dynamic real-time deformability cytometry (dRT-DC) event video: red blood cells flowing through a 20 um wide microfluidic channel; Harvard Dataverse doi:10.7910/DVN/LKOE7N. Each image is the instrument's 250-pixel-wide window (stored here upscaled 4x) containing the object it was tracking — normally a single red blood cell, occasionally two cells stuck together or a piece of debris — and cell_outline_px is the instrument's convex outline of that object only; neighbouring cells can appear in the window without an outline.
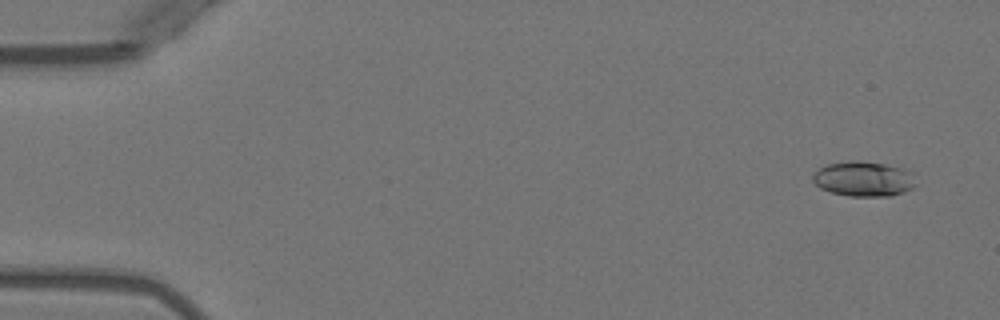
{"species": "Egyptian fruit bat (a non-hibernating species)", "species_latin": "Rousettus aegyptiacus", "temperature_condition": "warm", "stored_images_in_passage": 6, "camera_frame_rate_fps": 3000, "um_per_image_px": 0.085, "animal": {"sex": "female"}, "frame": {"image": 1, "passage_image": 1, "time_ms": 0.0, "image_size_px": [1000, 320], "cell_outline_px": [[912, 188], [904, 192], [892, 196], [848, 196], [832, 192], [820, 188], [812, 180], [812, 172], [828, 164], [852, 160], [884, 164], [900, 168], [912, 172]], "centroid_in_image_um": [73.34, 15.21], "position_along_channel_um": 11.7, "area_um2": 20.75}}
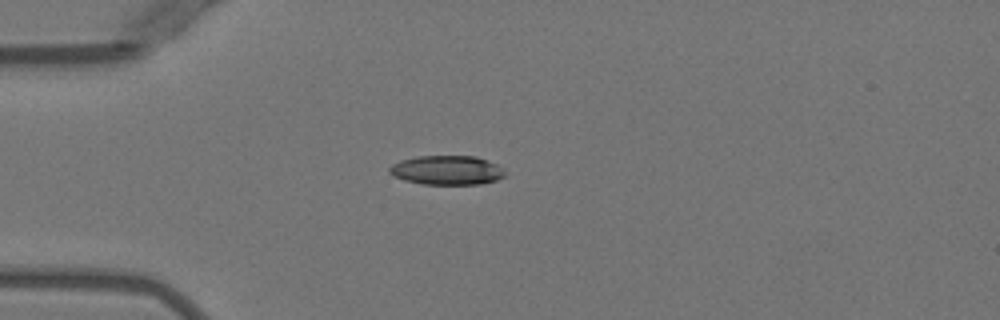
{"frame": {"image": 2, "passage_image": 4, "time_ms": 3.667, "image_size_px": [1000, 320], "cell_outline_px": [[504, 176], [496, 180], [480, 184], [424, 184], [404, 180], [392, 176], [388, 172], [388, 168], [392, 164], [400, 160], [416, 156], [476, 156], [488, 160], [504, 168]], "centroid_in_image_um": [37.96, 14.46], "position_along_channel_um": 47.0, "area_um2": 19.83}}
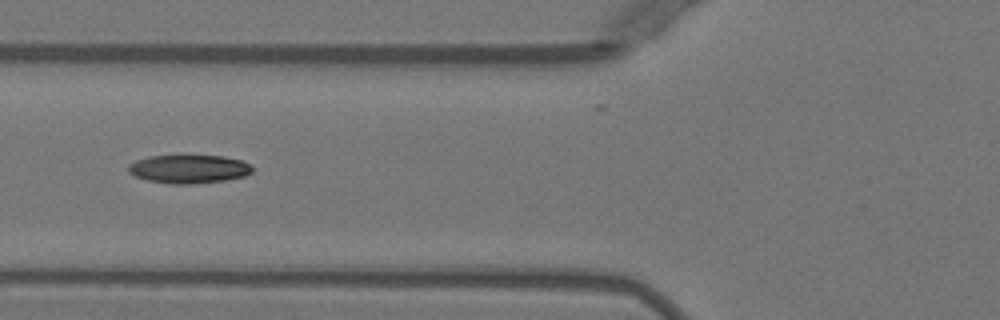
{"frame": {"image": 3, "passage_image": 6, "time_ms": 5.667, "image_size_px": [1000, 320], "cell_outline_px": [[252, 172], [244, 176], [224, 180], [188, 184], [168, 184], [148, 180], [136, 176], [128, 172], [128, 164], [136, 160], [148, 156], [180, 152], [224, 156], [240, 160], [252, 164]], "centroid_in_image_um": [16.02, 14.3], "position_along_channel_um": 109.8, "area_um2": 21.56}}